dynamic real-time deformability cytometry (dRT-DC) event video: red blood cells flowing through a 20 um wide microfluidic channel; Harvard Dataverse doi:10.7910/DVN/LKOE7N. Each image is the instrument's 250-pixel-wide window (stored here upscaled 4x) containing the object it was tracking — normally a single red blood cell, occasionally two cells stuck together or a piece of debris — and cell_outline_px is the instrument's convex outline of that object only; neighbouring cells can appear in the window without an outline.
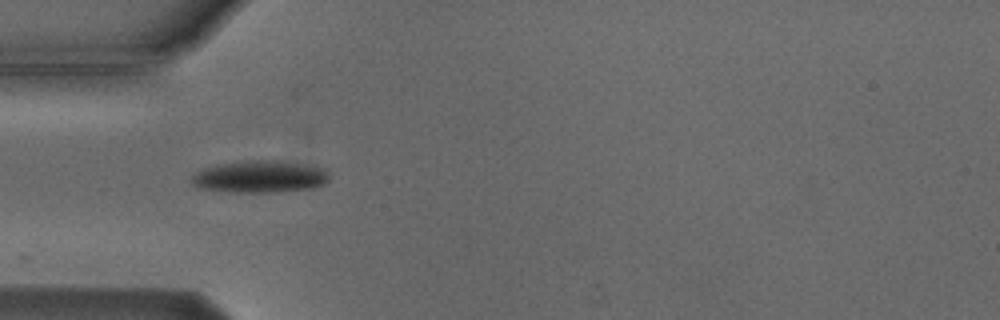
{"species": "Egyptian fruit bat (a non-hibernating species)", "species_latin": "Rousettus aegyptiacus", "temperature_condition": "cold", "stored_images_in_passage": 4, "camera_frame_rate_fps": 3000, "um_per_image_px": 0.085, "animal": {"sex": "male"}, "frame": {"image": 1, "passage_image": 4, "time_ms": 3.667, "image_size_px": [1000, 320], "cell_outline_px": [[328, 180], [324, 184], [312, 188], [276, 192], [236, 192], [200, 188], [192, 184], [192, 176], [196, 172], [204, 168], [216, 164], [248, 160], [280, 160], [328, 168]], "centroid_in_image_um": [22.13, 15.0], "position_along_channel_um": 62.9, "area_um2": 25.89}}